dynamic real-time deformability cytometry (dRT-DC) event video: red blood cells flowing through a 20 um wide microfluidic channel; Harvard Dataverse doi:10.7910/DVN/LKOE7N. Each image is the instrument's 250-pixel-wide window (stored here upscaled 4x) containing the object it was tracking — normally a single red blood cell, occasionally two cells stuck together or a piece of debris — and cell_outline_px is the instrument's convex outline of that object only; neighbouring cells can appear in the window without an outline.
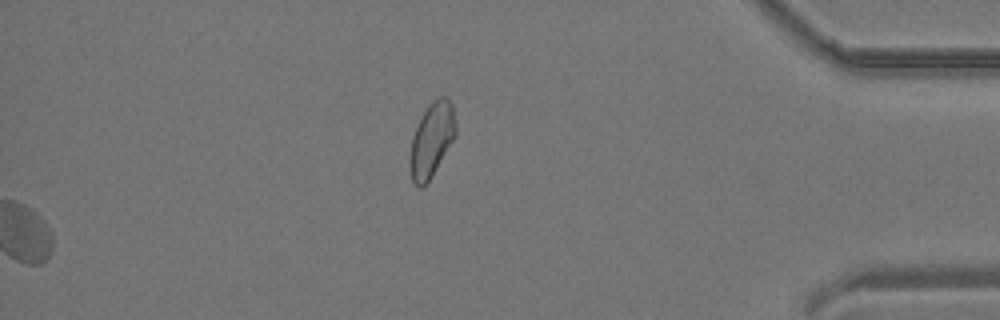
{"species": "common noctule bat (a hibernating species)", "species_latin": "Nyctalus noctula", "temperature_condition": "room temperature", "stored_images_in_passage": 38, "segment_of_instrument_passage": [2, 2], "camera_frame_rate_fps": 3000, "um_per_image_px": 0.085, "animal": {"sex": "male", "body_mass_g": 19.2, "forearm_length_mm": 51.8}, "frame": {"image": 1, "passage_image": 38, "time_ms": 12.333, "image_size_px": [1000, 320], "cell_outline_px": [[456, 136], [428, 180], [420, 188], [416, 188], [412, 180], [408, 164], [408, 160], [412, 136], [428, 104], [440, 96], [448, 96], [452, 104], [456, 124]], "centroid_in_image_um": [36.68, 11.87], "position_along_channel_um": 398.5, "area_um2": 19.77}}